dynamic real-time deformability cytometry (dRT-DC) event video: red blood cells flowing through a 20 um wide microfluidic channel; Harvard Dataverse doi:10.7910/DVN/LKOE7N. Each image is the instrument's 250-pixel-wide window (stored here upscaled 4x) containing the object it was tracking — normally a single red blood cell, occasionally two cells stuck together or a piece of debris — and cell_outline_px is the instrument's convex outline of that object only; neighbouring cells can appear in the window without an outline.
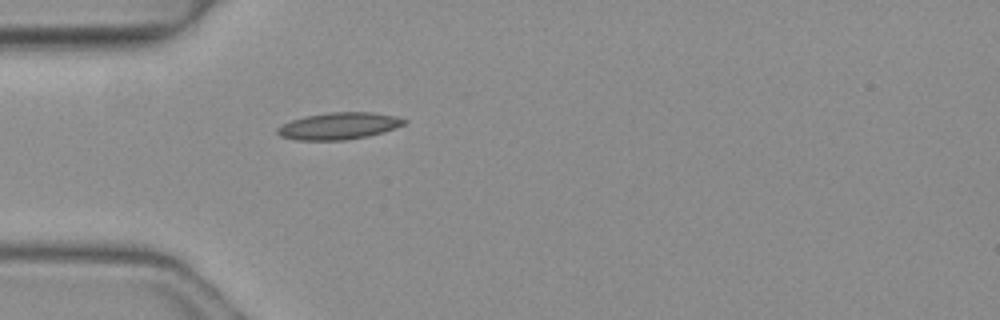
{"species": "common noctule bat (a hibernating species)", "species_latin": "Nyctalus noctula", "temperature_condition": "warm", "stored_images_in_passage": 1, "camera_frame_rate_fps": 3000, "um_per_image_px": 0.085, "animal": {"sex": "female", "body_mass_g": 19.3, "forearm_length_mm": 54.1}, "frame": {"image": 1, "passage_image": 1, "time_ms": 0.0, "image_size_px": [1000, 320], "cell_outline_px": [[408, 120], [404, 124], [384, 132], [368, 136], [344, 140], [296, 140], [280, 136], [276, 132], [276, 128], [292, 120], [304, 116], [328, 112], [372, 112], [396, 116]], "centroid_in_image_um": [28.8, 10.7], "position_along_channel_um": 56.2, "area_um2": 19.88}}